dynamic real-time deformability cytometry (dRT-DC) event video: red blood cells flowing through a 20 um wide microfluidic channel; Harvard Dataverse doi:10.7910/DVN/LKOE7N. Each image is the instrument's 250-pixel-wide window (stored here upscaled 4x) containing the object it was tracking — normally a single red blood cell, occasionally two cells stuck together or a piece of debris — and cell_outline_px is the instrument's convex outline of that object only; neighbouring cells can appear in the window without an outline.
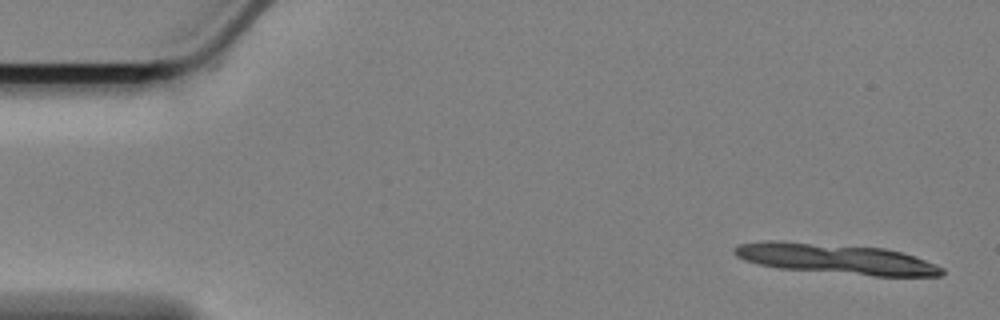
{"species": "Egyptian fruit bat (a non-hibernating species)", "species_latin": "Rousettus aegyptiacus", "temperature_condition": "cold", "stored_images_in_passage": 9, "camera_frame_rate_fps": 3000, "um_per_image_px": 0.085, "animal": {"sex": "female"}, "frame": {"image": 1, "passage_image": 1, "time_ms": 0.0, "image_size_px": [1000, 320], "cell_outline_px": [[944, 272], [940, 276], [872, 276], [776, 268], [756, 264], [744, 260], [736, 256], [732, 252], [732, 248], [736, 244], [772, 240], [884, 248], [900, 252], [936, 264], [944, 268]], "centroid_in_image_um": [70.98, 22.01], "position_along_channel_um": 14.0, "area_um2": 36.7}}